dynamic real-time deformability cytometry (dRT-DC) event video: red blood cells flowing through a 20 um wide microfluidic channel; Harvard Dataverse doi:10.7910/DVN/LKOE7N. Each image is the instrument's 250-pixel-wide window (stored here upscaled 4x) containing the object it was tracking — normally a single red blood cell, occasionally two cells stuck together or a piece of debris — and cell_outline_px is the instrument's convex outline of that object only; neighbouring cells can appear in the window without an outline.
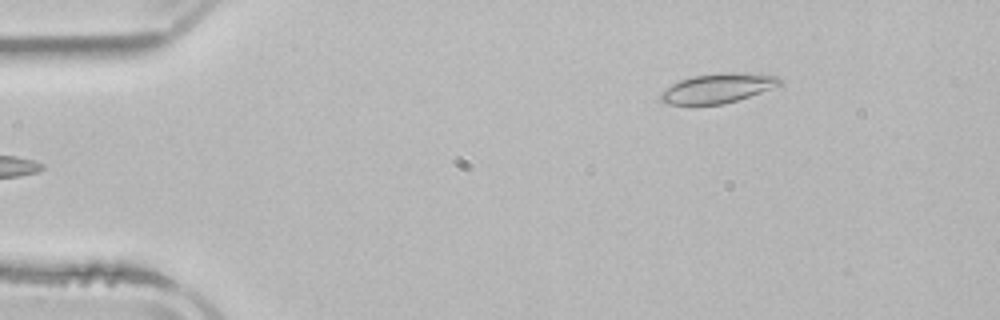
{"species": "common noctule bat (a hibernating species)", "species_latin": "Nyctalus noctula", "temperature_condition": "room temperature", "stored_images_in_passage": 3, "camera_frame_rate_fps": 3000, "um_per_image_px": 0.085, "animal": {"sex": "male", "body_mass_g": 21.5, "forearm_length_mm": 52.0}, "frame": {"image": 1, "passage_image": 3, "time_ms": 3.0, "image_size_px": [1000, 320], "cell_outline_px": [[784, 80], [780, 84], [760, 92], [724, 104], [668, 104], [660, 100], [660, 92], [672, 84], [680, 80], [692, 76], [724, 72], [744, 72], [776, 76]], "centroid_in_image_um": [60.98, 7.48], "position_along_channel_um": 24.0, "area_um2": 20.29}}